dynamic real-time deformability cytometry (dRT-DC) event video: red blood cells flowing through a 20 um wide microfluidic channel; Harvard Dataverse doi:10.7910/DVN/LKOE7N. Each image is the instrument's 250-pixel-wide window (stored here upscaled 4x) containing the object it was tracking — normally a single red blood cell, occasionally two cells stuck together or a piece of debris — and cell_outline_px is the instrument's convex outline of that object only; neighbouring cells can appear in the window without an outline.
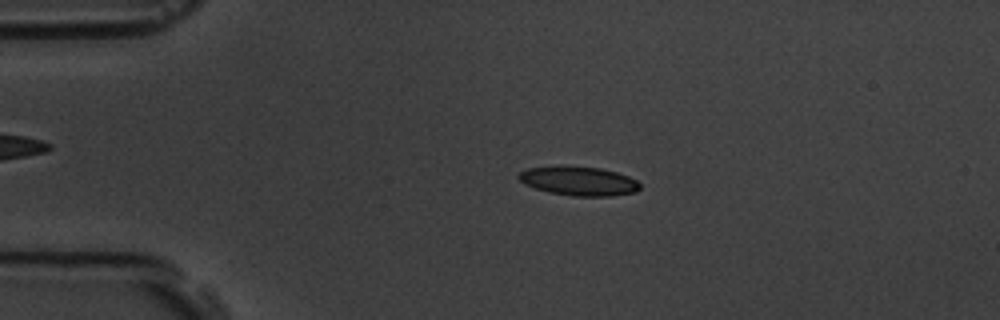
{"species": "common noctule bat (a hibernating species)", "species_latin": "Nyctalus noctula", "temperature_condition": "room temperature", "stored_images_in_passage": 3, "camera_frame_rate_fps": 3000, "um_per_image_px": 0.085, "animal": {"sex": "male", "body_mass_g": 19.5, "forearm_length_mm": 54.6}, "frame": {"image": 1, "passage_image": 2, "time_ms": 1.333, "image_size_px": [1000, 320], "cell_outline_px": [[640, 188], [636, 192], [612, 196], [572, 196], [552, 192], [536, 188], [524, 184], [516, 176], [520, 172], [528, 168], [560, 164], [600, 168], [616, 172], [628, 176], [636, 180], [640, 184]], "centroid_in_image_um": [49.18, 15.36], "position_along_channel_um": 35.8, "area_um2": 20.81}}